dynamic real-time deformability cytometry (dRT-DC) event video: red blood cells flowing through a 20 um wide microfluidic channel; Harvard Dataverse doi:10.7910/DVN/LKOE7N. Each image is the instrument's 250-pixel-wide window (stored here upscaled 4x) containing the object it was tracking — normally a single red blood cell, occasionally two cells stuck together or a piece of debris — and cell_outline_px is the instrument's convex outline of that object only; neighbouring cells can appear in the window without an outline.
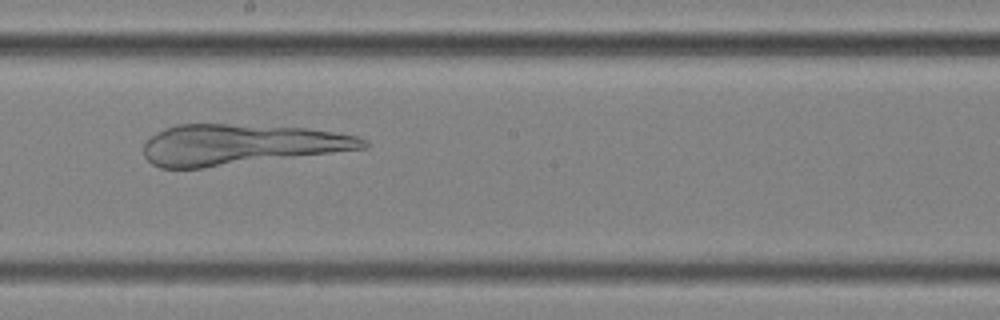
{"species": "common noctule bat (a hibernating species)", "species_latin": "Nyctalus noctula", "temperature_condition": "cold", "stored_images_in_passage": 56, "camera_frame_rate_fps": 3000, "um_per_image_px": 0.085, "animal": {"sex": "female", "body_mass_g": 25.1}, "frame": {"image": 1, "passage_image": 32, "time_ms": 10.333, "image_size_px": [1000, 320], "cell_outline_px": [[368, 148], [204, 168], [160, 168], [152, 164], [144, 156], [144, 144], [156, 132], [164, 128], [176, 124], [228, 124], [304, 128], [332, 132], [356, 136], [368, 140]], "centroid_in_image_um": [20.41, 12.29], "position_along_channel_um": 227.8, "area_um2": 51.79}}